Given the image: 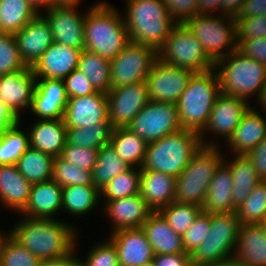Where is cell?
I'll use <instances>...</instances> for the list:
<instances>
[{
	"label": "cell",
	"instance_id": "1",
	"mask_svg": "<svg viewBox=\"0 0 266 266\" xmlns=\"http://www.w3.org/2000/svg\"><path fill=\"white\" fill-rule=\"evenodd\" d=\"M23 218L12 227V237L40 260L59 258L77 248L78 232L68 222Z\"/></svg>",
	"mask_w": 266,
	"mask_h": 266
},
{
	"label": "cell",
	"instance_id": "2",
	"mask_svg": "<svg viewBox=\"0 0 266 266\" xmlns=\"http://www.w3.org/2000/svg\"><path fill=\"white\" fill-rule=\"evenodd\" d=\"M84 49L112 61L130 42L124 18L110 3L101 1L86 11Z\"/></svg>",
	"mask_w": 266,
	"mask_h": 266
},
{
	"label": "cell",
	"instance_id": "3",
	"mask_svg": "<svg viewBox=\"0 0 266 266\" xmlns=\"http://www.w3.org/2000/svg\"><path fill=\"white\" fill-rule=\"evenodd\" d=\"M222 94L236 96L247 101L256 95L258 105L266 96V65L244 56L238 50L214 64Z\"/></svg>",
	"mask_w": 266,
	"mask_h": 266
},
{
	"label": "cell",
	"instance_id": "4",
	"mask_svg": "<svg viewBox=\"0 0 266 266\" xmlns=\"http://www.w3.org/2000/svg\"><path fill=\"white\" fill-rule=\"evenodd\" d=\"M126 3L123 18L129 40L158 51L176 25L163 0H126Z\"/></svg>",
	"mask_w": 266,
	"mask_h": 266
},
{
	"label": "cell",
	"instance_id": "5",
	"mask_svg": "<svg viewBox=\"0 0 266 266\" xmlns=\"http://www.w3.org/2000/svg\"><path fill=\"white\" fill-rule=\"evenodd\" d=\"M216 70L194 73L177 102L178 118L182 129L200 134L205 128L215 100L220 92Z\"/></svg>",
	"mask_w": 266,
	"mask_h": 266
},
{
	"label": "cell",
	"instance_id": "6",
	"mask_svg": "<svg viewBox=\"0 0 266 266\" xmlns=\"http://www.w3.org/2000/svg\"><path fill=\"white\" fill-rule=\"evenodd\" d=\"M201 145L197 132L181 129L147 143L141 170H153L178 177Z\"/></svg>",
	"mask_w": 266,
	"mask_h": 266
},
{
	"label": "cell",
	"instance_id": "7",
	"mask_svg": "<svg viewBox=\"0 0 266 266\" xmlns=\"http://www.w3.org/2000/svg\"><path fill=\"white\" fill-rule=\"evenodd\" d=\"M224 158L219 145H200L187 167L175 178L174 201L202 207L209 184Z\"/></svg>",
	"mask_w": 266,
	"mask_h": 266
},
{
	"label": "cell",
	"instance_id": "8",
	"mask_svg": "<svg viewBox=\"0 0 266 266\" xmlns=\"http://www.w3.org/2000/svg\"><path fill=\"white\" fill-rule=\"evenodd\" d=\"M219 15L198 14L184 23L214 64L237 50L236 18Z\"/></svg>",
	"mask_w": 266,
	"mask_h": 266
},
{
	"label": "cell",
	"instance_id": "9",
	"mask_svg": "<svg viewBox=\"0 0 266 266\" xmlns=\"http://www.w3.org/2000/svg\"><path fill=\"white\" fill-rule=\"evenodd\" d=\"M206 239L192 252V266H204L234 256L241 222L236 212L211 213Z\"/></svg>",
	"mask_w": 266,
	"mask_h": 266
},
{
	"label": "cell",
	"instance_id": "10",
	"mask_svg": "<svg viewBox=\"0 0 266 266\" xmlns=\"http://www.w3.org/2000/svg\"><path fill=\"white\" fill-rule=\"evenodd\" d=\"M157 57L164 64L189 69L194 73L214 68V63L184 23L172 28L164 45L157 51Z\"/></svg>",
	"mask_w": 266,
	"mask_h": 266
},
{
	"label": "cell",
	"instance_id": "11",
	"mask_svg": "<svg viewBox=\"0 0 266 266\" xmlns=\"http://www.w3.org/2000/svg\"><path fill=\"white\" fill-rule=\"evenodd\" d=\"M157 51L148 45L129 42L128 45L110 61L111 89L146 81Z\"/></svg>",
	"mask_w": 266,
	"mask_h": 266
},
{
	"label": "cell",
	"instance_id": "12",
	"mask_svg": "<svg viewBox=\"0 0 266 266\" xmlns=\"http://www.w3.org/2000/svg\"><path fill=\"white\" fill-rule=\"evenodd\" d=\"M126 128L146 143L160 140L182 129L176 104L151 100Z\"/></svg>",
	"mask_w": 266,
	"mask_h": 266
},
{
	"label": "cell",
	"instance_id": "13",
	"mask_svg": "<svg viewBox=\"0 0 266 266\" xmlns=\"http://www.w3.org/2000/svg\"><path fill=\"white\" fill-rule=\"evenodd\" d=\"M194 72L174 67L157 59L146 77L151 101L177 104Z\"/></svg>",
	"mask_w": 266,
	"mask_h": 266
},
{
	"label": "cell",
	"instance_id": "14",
	"mask_svg": "<svg viewBox=\"0 0 266 266\" xmlns=\"http://www.w3.org/2000/svg\"><path fill=\"white\" fill-rule=\"evenodd\" d=\"M150 101L146 81L110 89L107 93L110 124L126 127Z\"/></svg>",
	"mask_w": 266,
	"mask_h": 266
},
{
	"label": "cell",
	"instance_id": "15",
	"mask_svg": "<svg viewBox=\"0 0 266 266\" xmlns=\"http://www.w3.org/2000/svg\"><path fill=\"white\" fill-rule=\"evenodd\" d=\"M250 106L245 99L220 93L215 100L205 128L199 134L201 145H218L215 140L207 142L204 139L205 131L222 135L221 137L227 141Z\"/></svg>",
	"mask_w": 266,
	"mask_h": 266
},
{
	"label": "cell",
	"instance_id": "16",
	"mask_svg": "<svg viewBox=\"0 0 266 266\" xmlns=\"http://www.w3.org/2000/svg\"><path fill=\"white\" fill-rule=\"evenodd\" d=\"M77 10L78 5H53L50 9H47L45 16L42 13L40 14L49 23L54 42L84 49L86 12L81 15Z\"/></svg>",
	"mask_w": 266,
	"mask_h": 266
},
{
	"label": "cell",
	"instance_id": "17",
	"mask_svg": "<svg viewBox=\"0 0 266 266\" xmlns=\"http://www.w3.org/2000/svg\"><path fill=\"white\" fill-rule=\"evenodd\" d=\"M64 122L67 128H83L95 123H110L107 94L97 91L94 94L69 98Z\"/></svg>",
	"mask_w": 266,
	"mask_h": 266
},
{
	"label": "cell",
	"instance_id": "18",
	"mask_svg": "<svg viewBox=\"0 0 266 266\" xmlns=\"http://www.w3.org/2000/svg\"><path fill=\"white\" fill-rule=\"evenodd\" d=\"M36 87V76L31 67L0 76L2 102L21 120V110L31 109Z\"/></svg>",
	"mask_w": 266,
	"mask_h": 266
},
{
	"label": "cell",
	"instance_id": "19",
	"mask_svg": "<svg viewBox=\"0 0 266 266\" xmlns=\"http://www.w3.org/2000/svg\"><path fill=\"white\" fill-rule=\"evenodd\" d=\"M14 36L20 57L29 67H32L54 42L50 25L40 13Z\"/></svg>",
	"mask_w": 266,
	"mask_h": 266
},
{
	"label": "cell",
	"instance_id": "20",
	"mask_svg": "<svg viewBox=\"0 0 266 266\" xmlns=\"http://www.w3.org/2000/svg\"><path fill=\"white\" fill-rule=\"evenodd\" d=\"M68 99L62 79L36 78L30 110L38 119H64Z\"/></svg>",
	"mask_w": 266,
	"mask_h": 266
},
{
	"label": "cell",
	"instance_id": "21",
	"mask_svg": "<svg viewBox=\"0 0 266 266\" xmlns=\"http://www.w3.org/2000/svg\"><path fill=\"white\" fill-rule=\"evenodd\" d=\"M83 49L53 42L31 67L36 78L63 79L78 68Z\"/></svg>",
	"mask_w": 266,
	"mask_h": 266
},
{
	"label": "cell",
	"instance_id": "22",
	"mask_svg": "<svg viewBox=\"0 0 266 266\" xmlns=\"http://www.w3.org/2000/svg\"><path fill=\"white\" fill-rule=\"evenodd\" d=\"M104 211L112 222L111 233L122 229L141 228L153 212L139 194L104 201ZM113 229V230H112Z\"/></svg>",
	"mask_w": 266,
	"mask_h": 266
},
{
	"label": "cell",
	"instance_id": "23",
	"mask_svg": "<svg viewBox=\"0 0 266 266\" xmlns=\"http://www.w3.org/2000/svg\"><path fill=\"white\" fill-rule=\"evenodd\" d=\"M114 243L120 266H141L154 258V251L142 228L122 229L108 236Z\"/></svg>",
	"mask_w": 266,
	"mask_h": 266
},
{
	"label": "cell",
	"instance_id": "24",
	"mask_svg": "<svg viewBox=\"0 0 266 266\" xmlns=\"http://www.w3.org/2000/svg\"><path fill=\"white\" fill-rule=\"evenodd\" d=\"M266 137V120L250 106L226 143L233 155H247Z\"/></svg>",
	"mask_w": 266,
	"mask_h": 266
},
{
	"label": "cell",
	"instance_id": "25",
	"mask_svg": "<svg viewBox=\"0 0 266 266\" xmlns=\"http://www.w3.org/2000/svg\"><path fill=\"white\" fill-rule=\"evenodd\" d=\"M62 187L52 179L34 183L24 209L19 213L25 217L56 219L62 211Z\"/></svg>",
	"mask_w": 266,
	"mask_h": 266
},
{
	"label": "cell",
	"instance_id": "26",
	"mask_svg": "<svg viewBox=\"0 0 266 266\" xmlns=\"http://www.w3.org/2000/svg\"><path fill=\"white\" fill-rule=\"evenodd\" d=\"M30 147L61 156L67 142V127L64 119H38L28 129Z\"/></svg>",
	"mask_w": 266,
	"mask_h": 266
},
{
	"label": "cell",
	"instance_id": "27",
	"mask_svg": "<svg viewBox=\"0 0 266 266\" xmlns=\"http://www.w3.org/2000/svg\"><path fill=\"white\" fill-rule=\"evenodd\" d=\"M175 177L153 170H141L140 195L153 212L174 201Z\"/></svg>",
	"mask_w": 266,
	"mask_h": 266
},
{
	"label": "cell",
	"instance_id": "28",
	"mask_svg": "<svg viewBox=\"0 0 266 266\" xmlns=\"http://www.w3.org/2000/svg\"><path fill=\"white\" fill-rule=\"evenodd\" d=\"M234 257L244 266H266V232L260 224H241Z\"/></svg>",
	"mask_w": 266,
	"mask_h": 266
},
{
	"label": "cell",
	"instance_id": "29",
	"mask_svg": "<svg viewBox=\"0 0 266 266\" xmlns=\"http://www.w3.org/2000/svg\"><path fill=\"white\" fill-rule=\"evenodd\" d=\"M32 185L18 171L17 165L0 166V203L10 210L20 213L24 209Z\"/></svg>",
	"mask_w": 266,
	"mask_h": 266
},
{
	"label": "cell",
	"instance_id": "30",
	"mask_svg": "<svg viewBox=\"0 0 266 266\" xmlns=\"http://www.w3.org/2000/svg\"><path fill=\"white\" fill-rule=\"evenodd\" d=\"M141 228L154 254L185 252L182 237L170 227L160 212H152Z\"/></svg>",
	"mask_w": 266,
	"mask_h": 266
},
{
	"label": "cell",
	"instance_id": "31",
	"mask_svg": "<svg viewBox=\"0 0 266 266\" xmlns=\"http://www.w3.org/2000/svg\"><path fill=\"white\" fill-rule=\"evenodd\" d=\"M233 176L229 166L222 161L212 178L202 211L211 213L233 212Z\"/></svg>",
	"mask_w": 266,
	"mask_h": 266
},
{
	"label": "cell",
	"instance_id": "32",
	"mask_svg": "<svg viewBox=\"0 0 266 266\" xmlns=\"http://www.w3.org/2000/svg\"><path fill=\"white\" fill-rule=\"evenodd\" d=\"M223 161L229 166L233 176V212L239 208L247 199L254 187L262 180L256 174L251 160L247 155H235V158L230 161Z\"/></svg>",
	"mask_w": 266,
	"mask_h": 266
},
{
	"label": "cell",
	"instance_id": "33",
	"mask_svg": "<svg viewBox=\"0 0 266 266\" xmlns=\"http://www.w3.org/2000/svg\"><path fill=\"white\" fill-rule=\"evenodd\" d=\"M110 144L129 166L142 167L147 143L138 135L126 127H116L113 129Z\"/></svg>",
	"mask_w": 266,
	"mask_h": 266
},
{
	"label": "cell",
	"instance_id": "34",
	"mask_svg": "<svg viewBox=\"0 0 266 266\" xmlns=\"http://www.w3.org/2000/svg\"><path fill=\"white\" fill-rule=\"evenodd\" d=\"M62 197L63 212L72 216L88 214L103 200L100 197V191L95 186H65L62 188Z\"/></svg>",
	"mask_w": 266,
	"mask_h": 266
},
{
	"label": "cell",
	"instance_id": "35",
	"mask_svg": "<svg viewBox=\"0 0 266 266\" xmlns=\"http://www.w3.org/2000/svg\"><path fill=\"white\" fill-rule=\"evenodd\" d=\"M38 14L28 0H0V32L14 35Z\"/></svg>",
	"mask_w": 266,
	"mask_h": 266
},
{
	"label": "cell",
	"instance_id": "36",
	"mask_svg": "<svg viewBox=\"0 0 266 266\" xmlns=\"http://www.w3.org/2000/svg\"><path fill=\"white\" fill-rule=\"evenodd\" d=\"M54 157L29 147L18 159V171L32 184L52 179Z\"/></svg>",
	"mask_w": 266,
	"mask_h": 266
},
{
	"label": "cell",
	"instance_id": "37",
	"mask_svg": "<svg viewBox=\"0 0 266 266\" xmlns=\"http://www.w3.org/2000/svg\"><path fill=\"white\" fill-rule=\"evenodd\" d=\"M130 168L131 166L119 157L111 144L105 145L98 151L97 161L92 171L93 184L100 191L111 179Z\"/></svg>",
	"mask_w": 266,
	"mask_h": 266
},
{
	"label": "cell",
	"instance_id": "38",
	"mask_svg": "<svg viewBox=\"0 0 266 266\" xmlns=\"http://www.w3.org/2000/svg\"><path fill=\"white\" fill-rule=\"evenodd\" d=\"M96 91L108 93L111 89L110 61L97 53L82 50L78 68Z\"/></svg>",
	"mask_w": 266,
	"mask_h": 266
},
{
	"label": "cell",
	"instance_id": "39",
	"mask_svg": "<svg viewBox=\"0 0 266 266\" xmlns=\"http://www.w3.org/2000/svg\"><path fill=\"white\" fill-rule=\"evenodd\" d=\"M114 127L110 123H95L90 127L67 128V143L92 149L110 144Z\"/></svg>",
	"mask_w": 266,
	"mask_h": 266
},
{
	"label": "cell",
	"instance_id": "40",
	"mask_svg": "<svg viewBox=\"0 0 266 266\" xmlns=\"http://www.w3.org/2000/svg\"><path fill=\"white\" fill-rule=\"evenodd\" d=\"M20 122L0 137V166L16 165L18 159L30 147L29 133L19 129Z\"/></svg>",
	"mask_w": 266,
	"mask_h": 266
},
{
	"label": "cell",
	"instance_id": "41",
	"mask_svg": "<svg viewBox=\"0 0 266 266\" xmlns=\"http://www.w3.org/2000/svg\"><path fill=\"white\" fill-rule=\"evenodd\" d=\"M141 168L131 167L124 173L118 174L100 190V197L105 201L126 198L140 193Z\"/></svg>",
	"mask_w": 266,
	"mask_h": 266
},
{
	"label": "cell",
	"instance_id": "42",
	"mask_svg": "<svg viewBox=\"0 0 266 266\" xmlns=\"http://www.w3.org/2000/svg\"><path fill=\"white\" fill-rule=\"evenodd\" d=\"M236 214L241 224H257L266 218V181L254 187Z\"/></svg>",
	"mask_w": 266,
	"mask_h": 266
},
{
	"label": "cell",
	"instance_id": "43",
	"mask_svg": "<svg viewBox=\"0 0 266 266\" xmlns=\"http://www.w3.org/2000/svg\"><path fill=\"white\" fill-rule=\"evenodd\" d=\"M201 211V206L173 201L159 212L168 221L170 227L182 237Z\"/></svg>",
	"mask_w": 266,
	"mask_h": 266
},
{
	"label": "cell",
	"instance_id": "44",
	"mask_svg": "<svg viewBox=\"0 0 266 266\" xmlns=\"http://www.w3.org/2000/svg\"><path fill=\"white\" fill-rule=\"evenodd\" d=\"M52 180L62 188L71 185L94 186L91 171L81 169L60 156L53 159Z\"/></svg>",
	"mask_w": 266,
	"mask_h": 266
},
{
	"label": "cell",
	"instance_id": "45",
	"mask_svg": "<svg viewBox=\"0 0 266 266\" xmlns=\"http://www.w3.org/2000/svg\"><path fill=\"white\" fill-rule=\"evenodd\" d=\"M13 34L0 32V76L25 69Z\"/></svg>",
	"mask_w": 266,
	"mask_h": 266
},
{
	"label": "cell",
	"instance_id": "46",
	"mask_svg": "<svg viewBox=\"0 0 266 266\" xmlns=\"http://www.w3.org/2000/svg\"><path fill=\"white\" fill-rule=\"evenodd\" d=\"M40 261L11 236L5 244L0 266H39Z\"/></svg>",
	"mask_w": 266,
	"mask_h": 266
},
{
	"label": "cell",
	"instance_id": "47",
	"mask_svg": "<svg viewBox=\"0 0 266 266\" xmlns=\"http://www.w3.org/2000/svg\"><path fill=\"white\" fill-rule=\"evenodd\" d=\"M211 224V215L201 211L192 226L182 236L185 252L192 254L194 250L207 238Z\"/></svg>",
	"mask_w": 266,
	"mask_h": 266
},
{
	"label": "cell",
	"instance_id": "48",
	"mask_svg": "<svg viewBox=\"0 0 266 266\" xmlns=\"http://www.w3.org/2000/svg\"><path fill=\"white\" fill-rule=\"evenodd\" d=\"M82 266H120L114 243L108 238L106 242L93 245L85 260H82Z\"/></svg>",
	"mask_w": 266,
	"mask_h": 266
},
{
	"label": "cell",
	"instance_id": "49",
	"mask_svg": "<svg viewBox=\"0 0 266 266\" xmlns=\"http://www.w3.org/2000/svg\"><path fill=\"white\" fill-rule=\"evenodd\" d=\"M98 151L99 149L84 148L66 142L60 157L81 169L92 172L97 161Z\"/></svg>",
	"mask_w": 266,
	"mask_h": 266
},
{
	"label": "cell",
	"instance_id": "50",
	"mask_svg": "<svg viewBox=\"0 0 266 266\" xmlns=\"http://www.w3.org/2000/svg\"><path fill=\"white\" fill-rule=\"evenodd\" d=\"M237 44L244 39L266 37V15L236 18Z\"/></svg>",
	"mask_w": 266,
	"mask_h": 266
},
{
	"label": "cell",
	"instance_id": "51",
	"mask_svg": "<svg viewBox=\"0 0 266 266\" xmlns=\"http://www.w3.org/2000/svg\"><path fill=\"white\" fill-rule=\"evenodd\" d=\"M169 17L176 23H185L189 18L198 15L197 0H163Z\"/></svg>",
	"mask_w": 266,
	"mask_h": 266
},
{
	"label": "cell",
	"instance_id": "52",
	"mask_svg": "<svg viewBox=\"0 0 266 266\" xmlns=\"http://www.w3.org/2000/svg\"><path fill=\"white\" fill-rule=\"evenodd\" d=\"M62 80L68 98L82 97L97 92L90 81L78 69H75Z\"/></svg>",
	"mask_w": 266,
	"mask_h": 266
},
{
	"label": "cell",
	"instance_id": "53",
	"mask_svg": "<svg viewBox=\"0 0 266 266\" xmlns=\"http://www.w3.org/2000/svg\"><path fill=\"white\" fill-rule=\"evenodd\" d=\"M237 50L266 65V37L241 40L237 44Z\"/></svg>",
	"mask_w": 266,
	"mask_h": 266
},
{
	"label": "cell",
	"instance_id": "54",
	"mask_svg": "<svg viewBox=\"0 0 266 266\" xmlns=\"http://www.w3.org/2000/svg\"><path fill=\"white\" fill-rule=\"evenodd\" d=\"M256 170L258 177L266 181V137L247 154Z\"/></svg>",
	"mask_w": 266,
	"mask_h": 266
},
{
	"label": "cell",
	"instance_id": "55",
	"mask_svg": "<svg viewBox=\"0 0 266 266\" xmlns=\"http://www.w3.org/2000/svg\"><path fill=\"white\" fill-rule=\"evenodd\" d=\"M153 261L155 266H192L191 254L188 252L155 254Z\"/></svg>",
	"mask_w": 266,
	"mask_h": 266
},
{
	"label": "cell",
	"instance_id": "56",
	"mask_svg": "<svg viewBox=\"0 0 266 266\" xmlns=\"http://www.w3.org/2000/svg\"><path fill=\"white\" fill-rule=\"evenodd\" d=\"M266 15V0H245L236 18H250Z\"/></svg>",
	"mask_w": 266,
	"mask_h": 266
},
{
	"label": "cell",
	"instance_id": "57",
	"mask_svg": "<svg viewBox=\"0 0 266 266\" xmlns=\"http://www.w3.org/2000/svg\"><path fill=\"white\" fill-rule=\"evenodd\" d=\"M76 253L77 249L75 248L65 256L55 259L41 260L39 266H82V260L79 259Z\"/></svg>",
	"mask_w": 266,
	"mask_h": 266
},
{
	"label": "cell",
	"instance_id": "58",
	"mask_svg": "<svg viewBox=\"0 0 266 266\" xmlns=\"http://www.w3.org/2000/svg\"><path fill=\"white\" fill-rule=\"evenodd\" d=\"M21 122L5 103L0 101V137L6 130Z\"/></svg>",
	"mask_w": 266,
	"mask_h": 266
},
{
	"label": "cell",
	"instance_id": "59",
	"mask_svg": "<svg viewBox=\"0 0 266 266\" xmlns=\"http://www.w3.org/2000/svg\"><path fill=\"white\" fill-rule=\"evenodd\" d=\"M197 3L198 14L221 13L222 0H197Z\"/></svg>",
	"mask_w": 266,
	"mask_h": 266
},
{
	"label": "cell",
	"instance_id": "60",
	"mask_svg": "<svg viewBox=\"0 0 266 266\" xmlns=\"http://www.w3.org/2000/svg\"><path fill=\"white\" fill-rule=\"evenodd\" d=\"M245 0H222L221 14L237 17Z\"/></svg>",
	"mask_w": 266,
	"mask_h": 266
},
{
	"label": "cell",
	"instance_id": "61",
	"mask_svg": "<svg viewBox=\"0 0 266 266\" xmlns=\"http://www.w3.org/2000/svg\"><path fill=\"white\" fill-rule=\"evenodd\" d=\"M28 1L38 13H41L40 7H43L47 10L54 5L53 0H28Z\"/></svg>",
	"mask_w": 266,
	"mask_h": 266
},
{
	"label": "cell",
	"instance_id": "62",
	"mask_svg": "<svg viewBox=\"0 0 266 266\" xmlns=\"http://www.w3.org/2000/svg\"><path fill=\"white\" fill-rule=\"evenodd\" d=\"M204 266H244L241 264L240 261H238L234 256L225 260H222L220 262H215L212 264L204 265Z\"/></svg>",
	"mask_w": 266,
	"mask_h": 266
},
{
	"label": "cell",
	"instance_id": "63",
	"mask_svg": "<svg viewBox=\"0 0 266 266\" xmlns=\"http://www.w3.org/2000/svg\"><path fill=\"white\" fill-rule=\"evenodd\" d=\"M11 236H12L11 230L9 232H7V234L2 233V231H0V261H1L2 255H3V250L5 247V244Z\"/></svg>",
	"mask_w": 266,
	"mask_h": 266
},
{
	"label": "cell",
	"instance_id": "64",
	"mask_svg": "<svg viewBox=\"0 0 266 266\" xmlns=\"http://www.w3.org/2000/svg\"><path fill=\"white\" fill-rule=\"evenodd\" d=\"M54 5H80V0H53Z\"/></svg>",
	"mask_w": 266,
	"mask_h": 266
},
{
	"label": "cell",
	"instance_id": "65",
	"mask_svg": "<svg viewBox=\"0 0 266 266\" xmlns=\"http://www.w3.org/2000/svg\"><path fill=\"white\" fill-rule=\"evenodd\" d=\"M141 266H155L153 259L143 263Z\"/></svg>",
	"mask_w": 266,
	"mask_h": 266
},
{
	"label": "cell",
	"instance_id": "66",
	"mask_svg": "<svg viewBox=\"0 0 266 266\" xmlns=\"http://www.w3.org/2000/svg\"><path fill=\"white\" fill-rule=\"evenodd\" d=\"M260 107H261L260 110L263 109V111L266 113V96Z\"/></svg>",
	"mask_w": 266,
	"mask_h": 266
},
{
	"label": "cell",
	"instance_id": "67",
	"mask_svg": "<svg viewBox=\"0 0 266 266\" xmlns=\"http://www.w3.org/2000/svg\"><path fill=\"white\" fill-rule=\"evenodd\" d=\"M260 224L264 227L265 232H266V218H264Z\"/></svg>",
	"mask_w": 266,
	"mask_h": 266
}]
</instances>
